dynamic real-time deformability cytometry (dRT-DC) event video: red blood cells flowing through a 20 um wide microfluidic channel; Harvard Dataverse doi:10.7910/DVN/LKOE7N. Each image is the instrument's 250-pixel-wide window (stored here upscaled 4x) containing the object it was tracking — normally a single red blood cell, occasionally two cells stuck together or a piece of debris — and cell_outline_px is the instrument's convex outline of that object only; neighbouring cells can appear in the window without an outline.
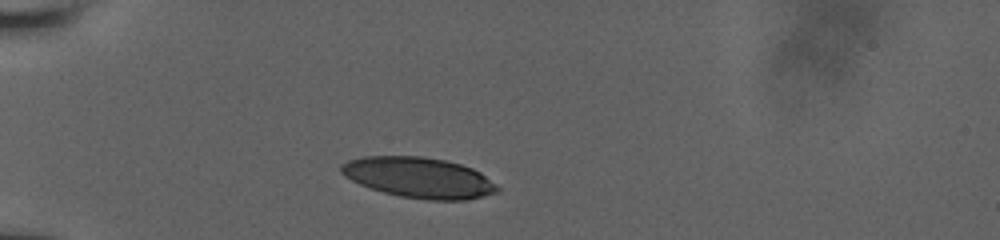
{"species": "human", "species_latin": "Homo sapiens", "temperature_condition": "room temperature", "stored_images_in_passage": 9, "camera_frame_rate_fps": 3000, "um_per_image_px": 0.085, "donor": {"sex": "male"}, "frame": {"image": 1, "passage_image": 1, "time_ms": 0.0, "image_size_px": [1000, 240], "cell_outline_px": [[500, 192], [468, 200], [428, 200], [400, 196], [384, 192], [360, 184], [344, 176], [340, 172], [340, 164], [348, 160], [364, 156], [420, 156], [444, 160], [460, 164], [472, 168], [480, 172], [496, 184], [500, 188]], "centroid_in_image_um": [35.62, 15.1], "position_along_channel_um": 49.4, "area_um2": 36.99}}
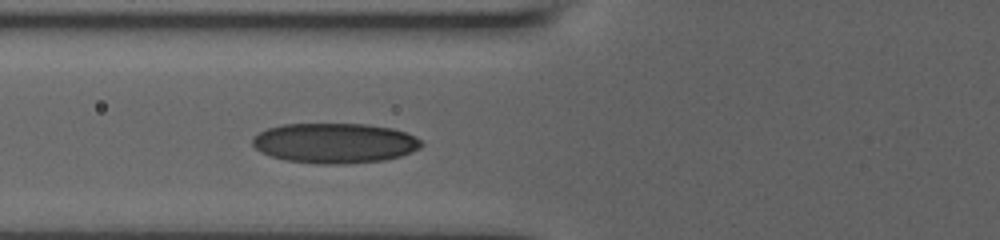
{"frame": {"image": 2, "passage_image": 6, "time_ms": 2.0, "image_size_px": [1000, 240], "cell_outline_px": [[424, 144], [420, 148], [400, 156], [384, 160], [344, 164], [316, 164], [284, 160], [260, 152], [252, 144], [252, 136], [268, 128], [280, 124], [368, 124], [392, 128], [416, 136]], "centroid_in_image_um": [28.43, 12.16], "position_along_channel_um": 97.4, "area_um2": 39.65}}
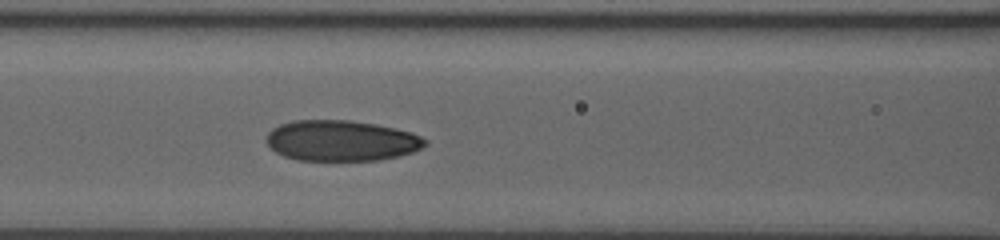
{"frame": {"image": 3, "passage_image": 9, "time_ms": 3.0, "image_size_px": [1000, 240], "cell_outline_px": [[428, 144], [412, 152], [400, 156], [380, 160], [296, 160], [284, 156], [276, 152], [264, 140], [268, 132], [272, 128], [280, 124], [292, 120], [348, 120], [376, 124], [412, 132], [428, 140]], "centroid_in_image_um": [29.0, 11.95], "position_along_channel_um": 137.6, "area_um2": 37.86}}